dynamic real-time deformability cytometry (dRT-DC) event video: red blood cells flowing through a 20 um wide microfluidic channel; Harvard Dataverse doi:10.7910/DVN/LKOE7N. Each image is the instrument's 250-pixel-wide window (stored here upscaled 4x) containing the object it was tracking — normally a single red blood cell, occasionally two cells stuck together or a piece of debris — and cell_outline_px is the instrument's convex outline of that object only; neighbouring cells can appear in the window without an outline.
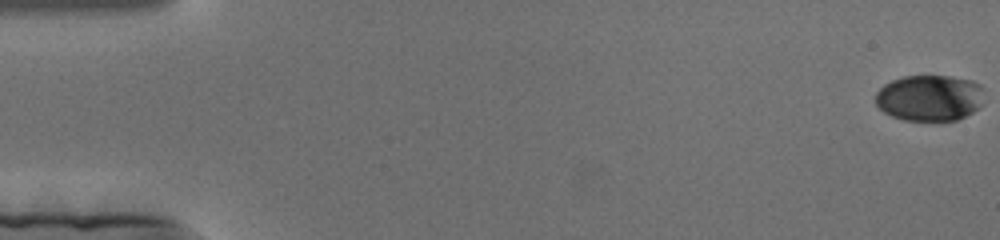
{"species": "human", "species_latin": "Homo sapiens", "temperature_condition": "cold", "stored_images_in_passage": 175, "camera_frame_rate_fps": 3000, "um_per_image_px": 0.085, "donor": {"sex": "female"}, "frame": {"image": 1, "passage_image": 1, "time_ms": 0.0, "image_size_px": [1000, 240], "cell_outline_px": [[984, 88], [980, 104], [972, 112], [956, 120], [904, 120], [892, 116], [884, 112], [876, 104], [876, 92], [884, 84], [892, 80], [904, 76], [952, 76], [972, 80], [980, 84]], "centroid_in_image_um": [79.0, 8.3], "position_along_channel_um": 6.0, "area_um2": 29.13}}
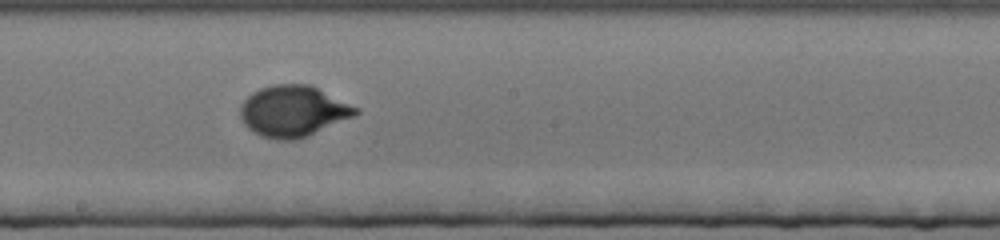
{"frame": {"image": 2, "passage_image": 98, "time_ms": 32.333, "image_size_px": [1000, 240], "cell_outline_px": [[360, 112], [356, 116], [308, 136], [296, 140], [280, 140], [260, 136], [252, 132], [244, 124], [240, 116], [240, 104], [252, 92], [260, 88], [272, 84], [308, 84], [360, 108]], "centroid_in_image_um": [24.92, 9.46], "position_along_channel_um": 223.3, "area_um2": 34.62}}
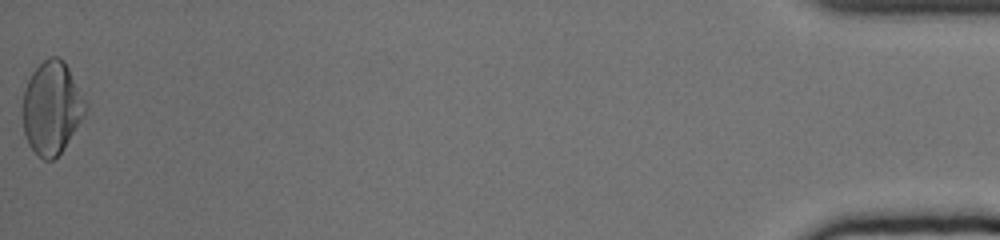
{"frame": {"image": 3, "passage_image": 175, "time_ms": 58.0, "image_size_px": [1000, 240], "cell_outline_px": [[88, 108], [84, 116], [64, 148], [52, 160], [44, 160], [28, 144], [24, 132], [20, 112], [24, 88], [32, 72], [48, 56], [60, 56], [64, 60], [88, 104]], "centroid_in_image_um": [4.38, 9.14], "position_along_channel_um": 430.8, "area_um2": 34.33}}